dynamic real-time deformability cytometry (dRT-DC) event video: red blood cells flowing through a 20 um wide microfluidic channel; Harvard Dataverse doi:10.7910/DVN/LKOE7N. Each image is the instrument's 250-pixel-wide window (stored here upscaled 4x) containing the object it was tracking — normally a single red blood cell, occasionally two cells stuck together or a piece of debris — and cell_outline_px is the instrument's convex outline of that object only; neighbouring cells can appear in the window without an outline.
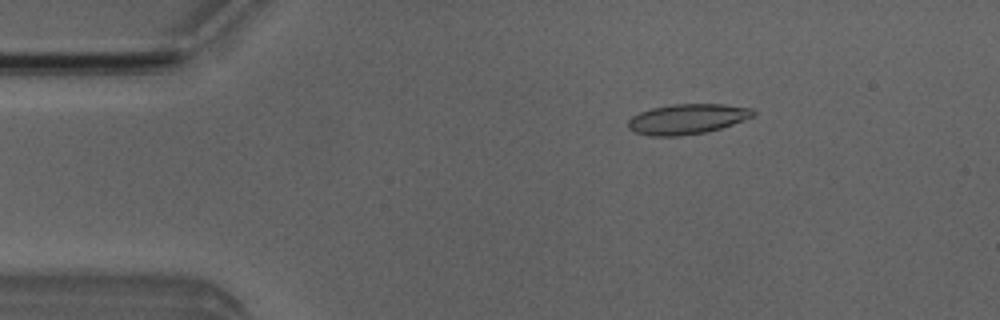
{"species": "Egyptian fruit bat (a non-hibernating species)", "species_latin": "Rousettus aegyptiacus", "temperature_condition": "room temperature", "stored_images_in_passage": 7, "camera_frame_rate_fps": 3000, "um_per_image_px": 0.085, "animal": {"sex": "male"}, "frame": {"image": 1, "passage_image": 2, "time_ms": 2.0, "image_size_px": [1000, 320], "cell_outline_px": [[756, 112], [752, 116], [732, 124], [720, 128], [704, 132], [680, 136], [648, 136], [632, 132], [628, 128], [628, 120], [632, 116], [640, 112], [652, 108], [672, 104], [724, 104], [752, 108]], "centroid_in_image_um": [58.36, 10.12], "position_along_channel_um": 26.6, "area_um2": 21.96}}
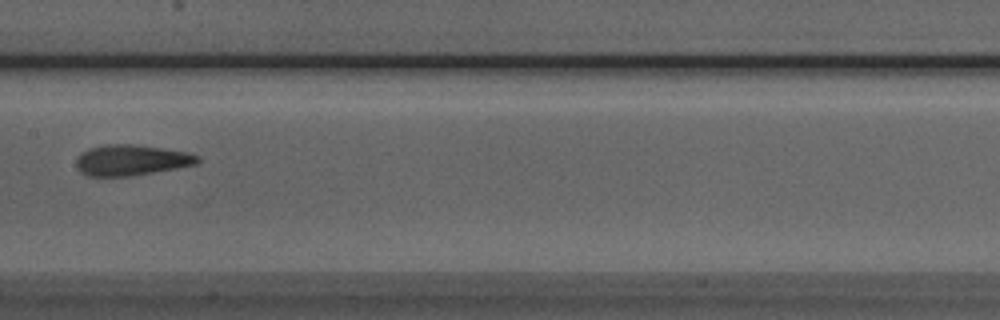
{"frame": {"image": 2, "passage_image": 7, "time_ms": 7.667, "image_size_px": [1000, 320], "cell_outline_px": [[200, 160], [196, 164], [176, 168], [128, 176], [88, 176], [80, 172], [76, 168], [76, 160], [80, 152], [88, 148], [104, 144], [136, 144], [188, 152], [200, 156]], "centroid_in_image_um": [11.12, 13.6], "position_along_channel_um": 196.3, "area_um2": 21.85}}